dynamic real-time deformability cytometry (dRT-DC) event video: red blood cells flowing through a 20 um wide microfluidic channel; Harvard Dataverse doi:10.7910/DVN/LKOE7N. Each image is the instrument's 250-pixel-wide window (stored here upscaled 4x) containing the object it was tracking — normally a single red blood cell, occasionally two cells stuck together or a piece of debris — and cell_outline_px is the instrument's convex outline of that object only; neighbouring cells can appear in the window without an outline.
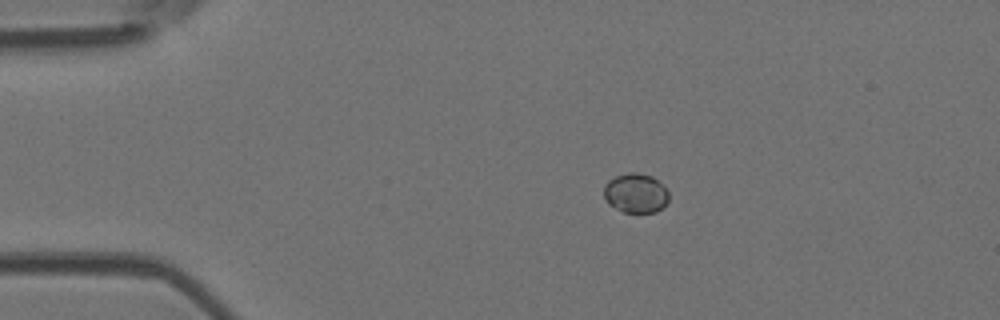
{"species": "Egyptian fruit bat (a non-hibernating species)", "species_latin": "Rousettus aegyptiacus", "temperature_condition": "room temperature", "stored_images_in_passage": 6, "camera_frame_rate_fps": 3000, "um_per_image_px": 0.085, "animal": {"sex": "female"}, "frame": {"image": 1, "passage_image": 2, "time_ms": 1.0, "image_size_px": [1000, 320], "cell_outline_px": [[668, 200], [656, 212], [624, 212], [608, 204], [604, 196], [604, 184], [608, 180], [616, 176], [628, 172], [636, 172], [652, 176], [668, 192]], "centroid_in_image_um": [53.99, 16.41], "position_along_channel_um": 31.0, "area_um2": 14.74}}
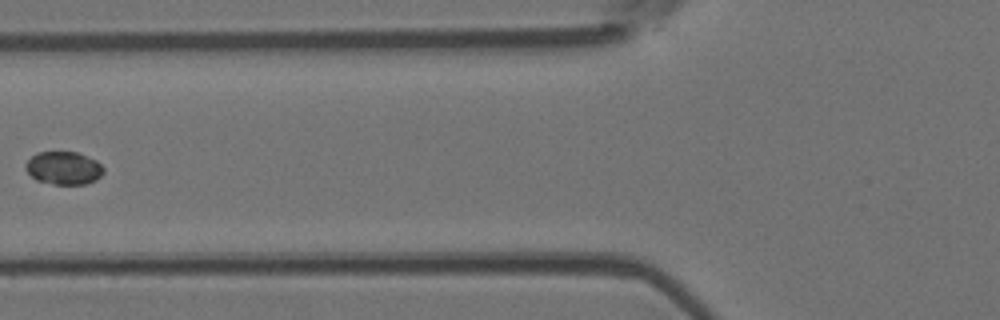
{"frame": {"image": 2, "passage_image": 5, "time_ms": 4.667, "image_size_px": [1000, 320], "cell_outline_px": [[104, 172], [96, 180], [84, 184], [52, 184], [36, 180], [24, 168], [24, 164], [36, 152], [76, 152], [96, 160], [104, 168]], "centroid_in_image_um": [5.4, 14.28], "position_along_channel_um": 120.4, "area_um2": 14.97}}
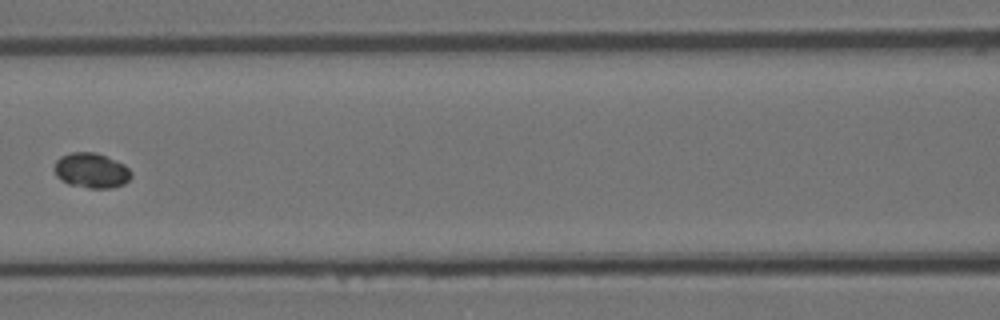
{"frame": {"image": 3, "passage_image": 6, "time_ms": 5.667, "image_size_px": [1000, 320], "cell_outline_px": [[132, 176], [124, 184], [112, 188], [88, 188], [68, 184], [60, 180], [56, 176], [52, 168], [56, 160], [60, 156], [72, 152], [96, 152], [124, 164], [132, 172]], "centroid_in_image_um": [7.73, 14.49], "position_along_channel_um": 158.9, "area_um2": 15.95}}